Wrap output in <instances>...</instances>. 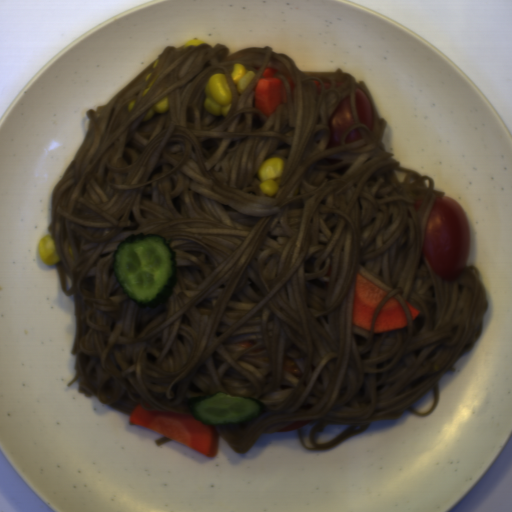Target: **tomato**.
I'll return each instance as SVG.
<instances>
[{
  "mask_svg": "<svg viewBox=\"0 0 512 512\" xmlns=\"http://www.w3.org/2000/svg\"><path fill=\"white\" fill-rule=\"evenodd\" d=\"M470 250V228L458 199L435 200L425 226L421 253L436 275L455 281L464 270Z\"/></svg>",
  "mask_w": 512,
  "mask_h": 512,
  "instance_id": "obj_1",
  "label": "tomato"
},
{
  "mask_svg": "<svg viewBox=\"0 0 512 512\" xmlns=\"http://www.w3.org/2000/svg\"><path fill=\"white\" fill-rule=\"evenodd\" d=\"M355 125L349 103V95L340 101L333 110L329 120V142L325 150L342 146V139L351 126Z\"/></svg>",
  "mask_w": 512,
  "mask_h": 512,
  "instance_id": "obj_2",
  "label": "tomato"
},
{
  "mask_svg": "<svg viewBox=\"0 0 512 512\" xmlns=\"http://www.w3.org/2000/svg\"><path fill=\"white\" fill-rule=\"evenodd\" d=\"M354 102L359 122L363 123L368 130H373L374 113L369 98L363 89L355 88Z\"/></svg>",
  "mask_w": 512,
  "mask_h": 512,
  "instance_id": "obj_3",
  "label": "tomato"
},
{
  "mask_svg": "<svg viewBox=\"0 0 512 512\" xmlns=\"http://www.w3.org/2000/svg\"><path fill=\"white\" fill-rule=\"evenodd\" d=\"M312 421L313 420L293 422V423L283 427L282 429H280L278 431H281V432L295 431L296 429H299V428H302V427L306 426L307 424L311 423Z\"/></svg>",
  "mask_w": 512,
  "mask_h": 512,
  "instance_id": "obj_4",
  "label": "tomato"
},
{
  "mask_svg": "<svg viewBox=\"0 0 512 512\" xmlns=\"http://www.w3.org/2000/svg\"><path fill=\"white\" fill-rule=\"evenodd\" d=\"M285 370L295 375H301V370L296 365V363L290 358H287L285 360Z\"/></svg>",
  "mask_w": 512,
  "mask_h": 512,
  "instance_id": "obj_5",
  "label": "tomato"
},
{
  "mask_svg": "<svg viewBox=\"0 0 512 512\" xmlns=\"http://www.w3.org/2000/svg\"><path fill=\"white\" fill-rule=\"evenodd\" d=\"M360 139H362V136L359 133V131L355 128L347 133L344 142H345V144H348V143H352L355 141H359Z\"/></svg>",
  "mask_w": 512,
  "mask_h": 512,
  "instance_id": "obj_6",
  "label": "tomato"
},
{
  "mask_svg": "<svg viewBox=\"0 0 512 512\" xmlns=\"http://www.w3.org/2000/svg\"><path fill=\"white\" fill-rule=\"evenodd\" d=\"M239 346H243V347H251L253 346L254 344H256V342H253V341H241V342H238Z\"/></svg>",
  "mask_w": 512,
  "mask_h": 512,
  "instance_id": "obj_7",
  "label": "tomato"
},
{
  "mask_svg": "<svg viewBox=\"0 0 512 512\" xmlns=\"http://www.w3.org/2000/svg\"><path fill=\"white\" fill-rule=\"evenodd\" d=\"M424 199H420V200H416L413 207H414V210H416L417 212L419 210H421V206H422V202H423Z\"/></svg>",
  "mask_w": 512,
  "mask_h": 512,
  "instance_id": "obj_8",
  "label": "tomato"
},
{
  "mask_svg": "<svg viewBox=\"0 0 512 512\" xmlns=\"http://www.w3.org/2000/svg\"><path fill=\"white\" fill-rule=\"evenodd\" d=\"M313 84H314V86L316 88L317 93L321 94L322 86H321L320 81L319 80H315V81H313Z\"/></svg>",
  "mask_w": 512,
  "mask_h": 512,
  "instance_id": "obj_9",
  "label": "tomato"
},
{
  "mask_svg": "<svg viewBox=\"0 0 512 512\" xmlns=\"http://www.w3.org/2000/svg\"><path fill=\"white\" fill-rule=\"evenodd\" d=\"M323 86H324V89L325 90H328L329 88H331V83L328 79H324L323 81Z\"/></svg>",
  "mask_w": 512,
  "mask_h": 512,
  "instance_id": "obj_10",
  "label": "tomato"
},
{
  "mask_svg": "<svg viewBox=\"0 0 512 512\" xmlns=\"http://www.w3.org/2000/svg\"><path fill=\"white\" fill-rule=\"evenodd\" d=\"M343 83H344V82H342V81H338V82H336V88H338L339 86H341Z\"/></svg>",
  "mask_w": 512,
  "mask_h": 512,
  "instance_id": "obj_11",
  "label": "tomato"
}]
</instances>
